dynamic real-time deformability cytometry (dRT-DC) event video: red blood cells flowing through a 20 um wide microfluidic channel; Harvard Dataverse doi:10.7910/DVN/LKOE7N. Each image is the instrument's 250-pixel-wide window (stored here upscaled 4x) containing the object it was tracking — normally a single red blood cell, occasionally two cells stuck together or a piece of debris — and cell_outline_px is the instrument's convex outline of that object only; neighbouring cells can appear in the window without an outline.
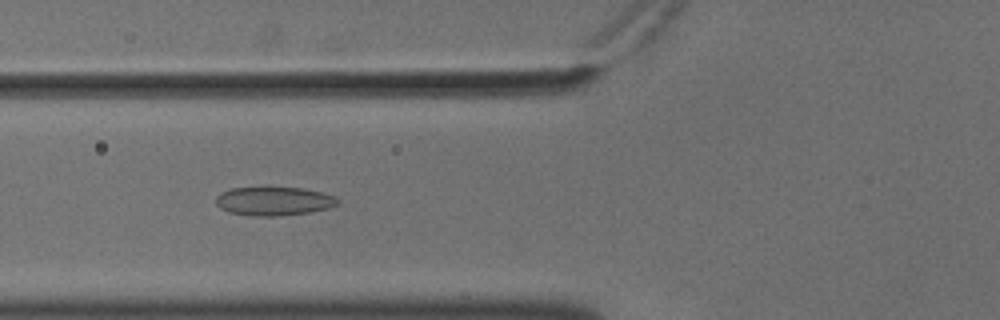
{"species": "common noctule bat (a hibernating species)", "species_latin": "Nyctalus noctula", "temperature_condition": "cold", "stored_images_in_passage": 56, "camera_frame_rate_fps": 3000, "um_per_image_px": 0.085, "animal": {"sex": "male", "body_mass_g": 18.8}, "frame": {"image": 1, "passage_image": 22, "time_ms": 7.0, "image_size_px": [1000, 320], "cell_outline_px": [[340, 204], [328, 208], [308, 212], [280, 216], [252, 216], [228, 212], [220, 208], [216, 204], [216, 196], [220, 192], [232, 188], [268, 184], [304, 188], [336, 196], [340, 200]], "centroid_in_image_um": [23.26, 17.04], "position_along_channel_um": 102.5, "area_um2": 21.44}}
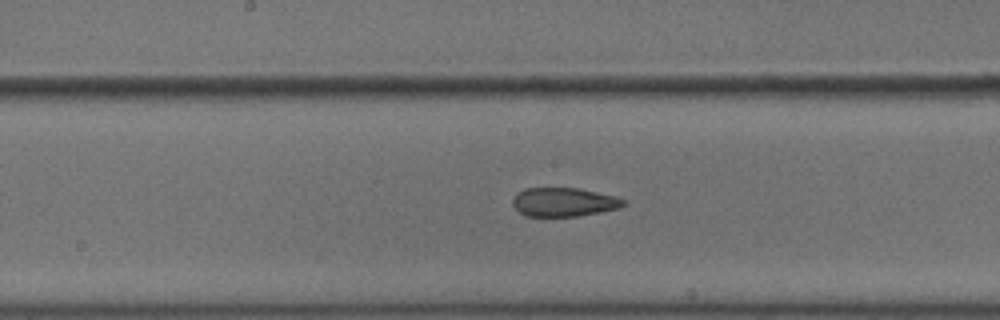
{"frame": {"image": 2, "passage_image": 30, "time_ms": 9.667, "image_size_px": [1000, 320], "cell_outline_px": [[624, 204], [620, 208], [600, 212], [576, 216], [524, 216], [512, 204], [512, 200], [516, 192], [524, 188], [580, 188], [616, 196], [624, 200]], "centroid_in_image_um": [47.9, 17.17], "position_along_channel_um": 200.3, "area_um2": 18.67}}
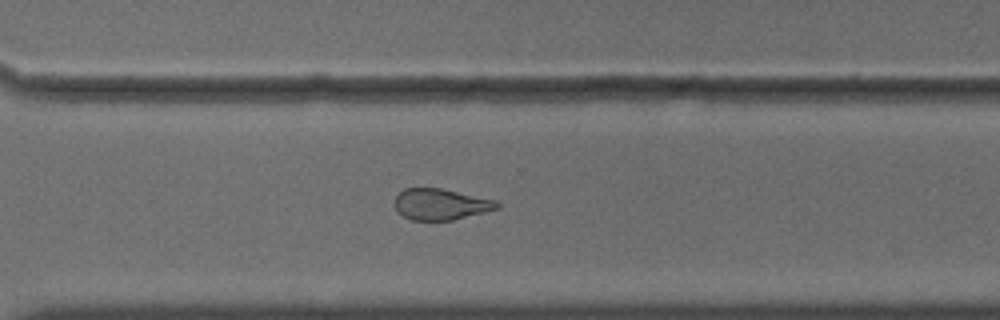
{"frame": {"image": 3, "passage_image": 41, "time_ms": 13.333, "image_size_px": [1000, 320], "cell_outline_px": [[500, 208], [452, 220], [412, 220], [396, 212], [396, 196], [404, 188], [440, 188], [496, 200], [500, 204]], "centroid_in_image_um": [37.47, 17.36], "position_along_channel_um": 333.1, "area_um2": 18.44}, "authors_computed_cell_mechanics": {"area_um2": 21.3571, "velocity_mm_per_s": 3.6326, "shape_relaxation_time_tau1_ms": null, "shape_relaxation_time_tau2_ms": 3.0953, "deformation_change_tau1": null, "deformation_change_tau2": 0.1145}}